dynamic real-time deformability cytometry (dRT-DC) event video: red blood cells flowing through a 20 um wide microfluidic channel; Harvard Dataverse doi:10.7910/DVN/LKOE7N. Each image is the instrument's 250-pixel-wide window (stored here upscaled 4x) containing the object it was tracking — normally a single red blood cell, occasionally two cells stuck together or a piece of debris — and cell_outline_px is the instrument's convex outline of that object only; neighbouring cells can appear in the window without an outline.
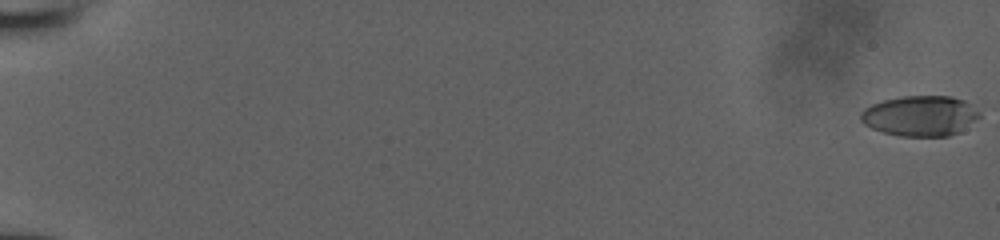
{"species": "human", "species_latin": "Homo sapiens", "temperature_condition": "room temperature", "stored_images_in_passage": 43, "camera_frame_rate_fps": 3000, "um_per_image_px": 0.085, "donor": {"sex": "male"}, "frame": {"image": 1, "passage_image": 1, "time_ms": 0.0, "image_size_px": [1000, 240], "cell_outline_px": [[980, 116], [960, 132], [948, 136], [900, 136], [884, 132], [872, 128], [864, 124], [860, 120], [860, 112], [864, 108], [872, 104], [884, 100], [904, 96], [952, 96], [964, 100], [980, 112]], "centroid_in_image_um": [78.21, 9.84], "position_along_channel_um": 6.8, "area_um2": 27.92}}
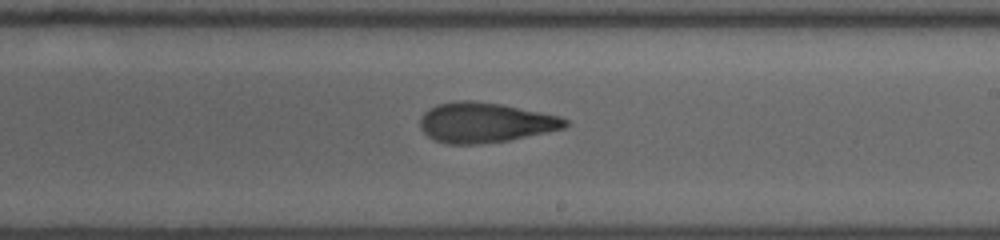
{"frame": {"image": 2, "passage_image": 24, "time_ms": 7.667, "image_size_px": [1000, 240], "cell_outline_px": [[568, 124], [564, 128], [548, 132], [508, 140], [476, 144], [448, 144], [436, 140], [428, 136], [420, 128], [420, 116], [428, 108], [436, 104], [456, 100], [472, 100], [500, 104], [560, 116], [568, 120]], "centroid_in_image_um": [41.2, 10.41], "position_along_channel_um": 247.8, "area_um2": 33.81}}
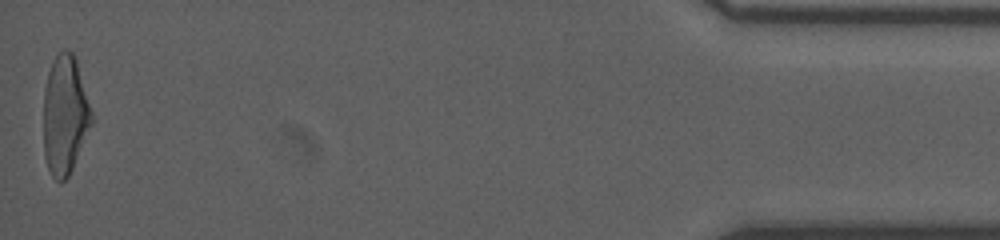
{"frame": {"image": 3, "passage_image": 43, "time_ms": 14.0, "image_size_px": [1000, 240], "cell_outline_px": [[92, 124], [72, 168], [68, 176], [60, 184], [52, 176], [48, 168], [44, 156], [44, 88], [48, 72], [52, 60], [64, 48], [68, 48], [72, 52], [76, 60], [92, 112]], "centroid_in_image_um": [5.5, 9.77], "position_along_channel_um": 429.7, "area_um2": 33.23}}